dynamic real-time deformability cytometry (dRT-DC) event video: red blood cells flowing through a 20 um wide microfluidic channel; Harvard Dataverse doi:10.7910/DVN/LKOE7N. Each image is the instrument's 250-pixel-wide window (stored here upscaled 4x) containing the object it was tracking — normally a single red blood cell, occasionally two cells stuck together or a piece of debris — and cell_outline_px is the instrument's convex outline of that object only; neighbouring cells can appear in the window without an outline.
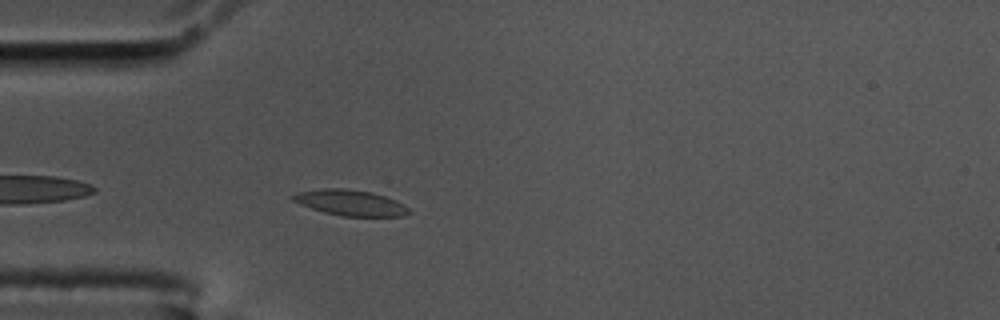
{"species": "common noctule bat (a hibernating species)", "species_latin": "Nyctalus noctula", "temperature_condition": "cold", "stored_images_in_passage": 46, "segment_of_instrument_passage": [1, 2], "camera_frame_rate_fps": 3000, "um_per_image_px": 0.085, "animal": {"sex": "male", "body_mass_g": 17.5, "forearm_length_mm": 52.3}, "frame": {"image": 1, "passage_image": 4, "time_ms": 1.0, "image_size_px": [1000, 320], "cell_outline_px": [[412, 212], [404, 216], [340, 216], [324, 212], [300, 204], [292, 200], [292, 196], [296, 192], [320, 188], [344, 188], [372, 192], [396, 200], [408, 208]], "centroid_in_image_um": [29.78, 17.23], "position_along_channel_um": 55.2, "area_um2": 17.4}}
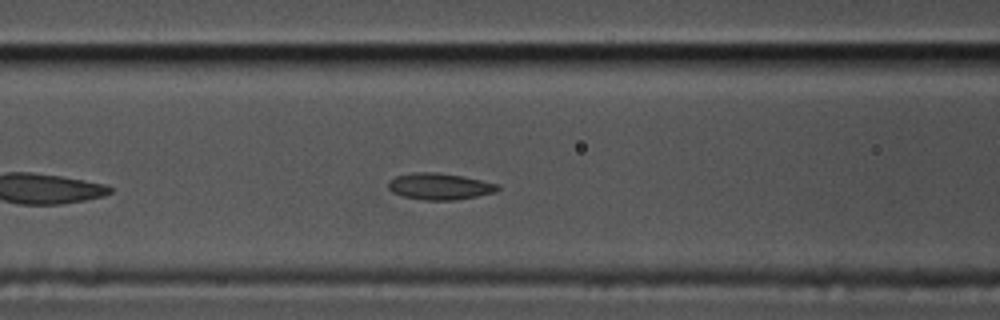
{"frame": {"image": 2, "passage_image": 11, "time_ms": 3.333, "image_size_px": [1000, 320], "cell_outline_px": [[500, 188], [496, 192], [456, 200], [424, 200], [400, 196], [392, 192], [388, 188], [388, 180], [396, 176], [412, 172], [436, 172], [464, 176], [496, 184]], "centroid_in_image_um": [37.31, 15.84], "position_along_channel_um": 129.3, "area_um2": 16.99}}
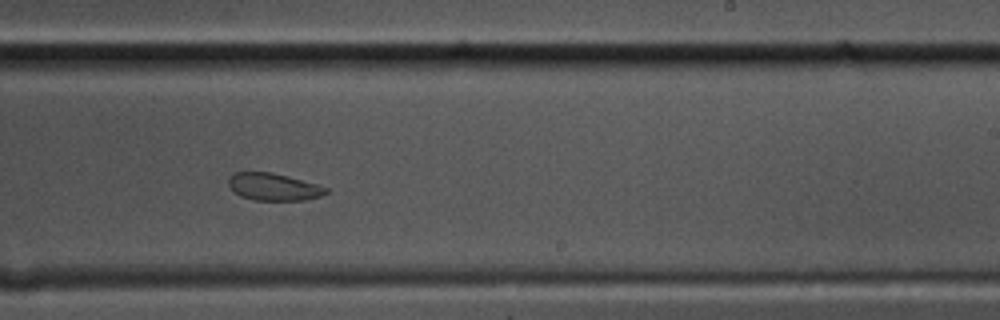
{"frame": {"image": 3, "passage_image": 23, "time_ms": 7.333, "image_size_px": [1000, 320], "cell_outline_px": [[328, 192], [320, 196], [304, 200], [252, 200], [240, 196], [228, 184], [228, 176], [232, 172], [272, 172], [288, 176], [316, 184], [328, 188]], "centroid_in_image_um": [23.22, 15.87], "position_along_channel_um": 265.8, "area_um2": 15.49}}